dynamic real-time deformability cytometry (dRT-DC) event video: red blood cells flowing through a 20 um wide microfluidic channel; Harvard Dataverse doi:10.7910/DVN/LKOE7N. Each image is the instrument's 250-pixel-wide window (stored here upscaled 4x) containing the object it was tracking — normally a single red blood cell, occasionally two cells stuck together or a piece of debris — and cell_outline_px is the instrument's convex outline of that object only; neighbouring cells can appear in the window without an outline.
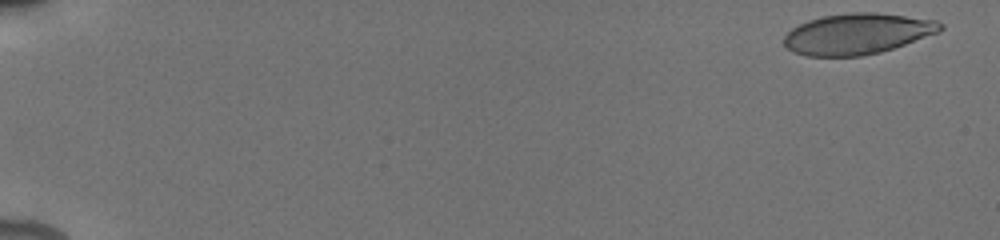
{"species": "human", "species_latin": "Homo sapiens", "temperature_condition": "cold", "stored_images_in_passage": 13, "camera_frame_rate_fps": 3000, "um_per_image_px": 0.085, "donor": {"sex": "male"}, "frame": {"image": 1, "passage_image": 1, "time_ms": 0.0, "image_size_px": [1000, 240], "cell_outline_px": [[944, 28], [940, 32], [880, 52], [860, 56], [808, 56], [792, 52], [784, 44], [784, 36], [792, 28], [808, 20], [824, 16], [852, 12], [876, 12], [936, 20], [944, 24]], "centroid_in_image_um": [72.88, 2.87], "position_along_channel_um": 12.1, "area_um2": 37.11}}
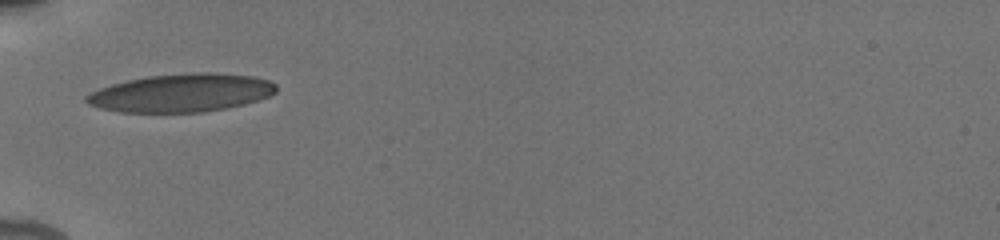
{"frame": {"image": 2, "passage_image": 6, "time_ms": 6.0, "image_size_px": [1000, 240], "cell_outline_px": [[276, 92], [268, 96], [244, 104], [228, 108], [204, 112], [120, 112], [100, 108], [88, 104], [84, 100], [84, 96], [100, 88], [112, 84], [128, 80], [148, 76], [196, 72], [216, 72], [252, 76], [268, 80], [276, 84]], "centroid_in_image_um": [15.41, 7.89], "position_along_channel_um": 69.6, "area_um2": 42.19}}
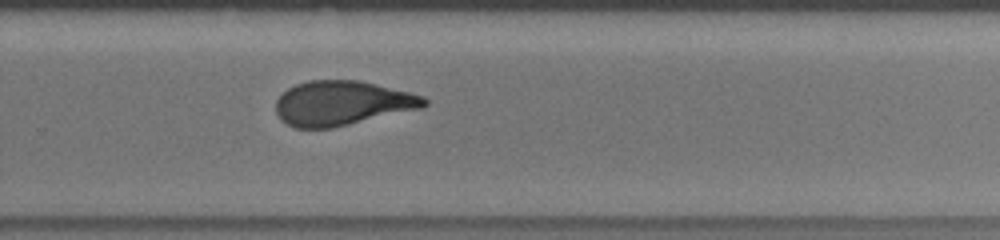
{"frame": {"image": 3, "passage_image": 13, "time_ms": 12.0, "image_size_px": [1000, 240], "cell_outline_px": [[428, 104], [424, 108], [332, 128], [296, 128], [280, 120], [276, 112], [276, 100], [288, 88], [296, 84], [308, 80], [360, 80], [424, 96], [428, 100]], "centroid_in_image_um": [29.1, 8.77], "position_along_channel_um": 300.7, "area_um2": 38.67}}